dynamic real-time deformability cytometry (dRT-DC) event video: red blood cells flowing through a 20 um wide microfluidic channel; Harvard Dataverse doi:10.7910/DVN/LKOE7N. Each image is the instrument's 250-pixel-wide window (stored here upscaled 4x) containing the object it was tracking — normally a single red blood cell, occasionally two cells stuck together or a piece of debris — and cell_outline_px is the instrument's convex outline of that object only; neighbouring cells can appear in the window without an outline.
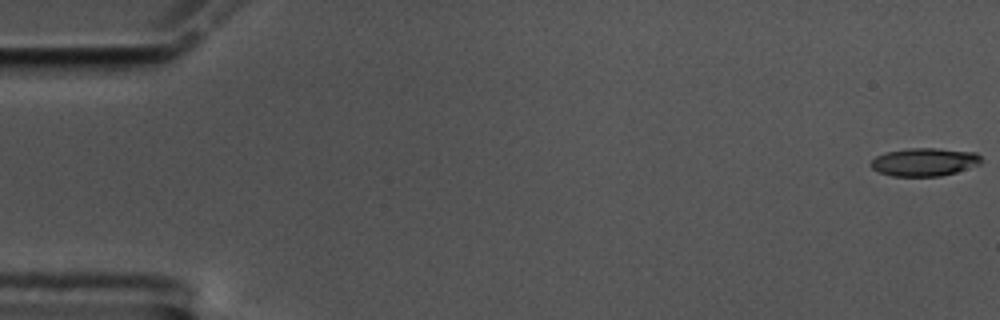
{"species": "common noctule bat (a hibernating species)", "species_latin": "Nyctalus noctula", "temperature_condition": "cold", "stored_images_in_passage": 18, "camera_frame_rate_fps": 3000, "um_per_image_px": 0.085, "animal": {"sex": "male", "body_mass_g": 17.5, "forearm_length_mm": 52.3}, "frame": {"image": 1, "passage_image": 1, "time_ms": 0.0, "image_size_px": [1000, 320], "cell_outline_px": [[984, 160], [980, 164], [956, 172], [940, 176], [892, 176], [880, 172], [872, 168], [872, 160], [876, 156], [884, 152], [908, 148], [936, 148], [976, 152]], "centroid_in_image_um": [78.6, 13.76], "position_along_channel_um": 6.4, "area_um2": 18.09}}
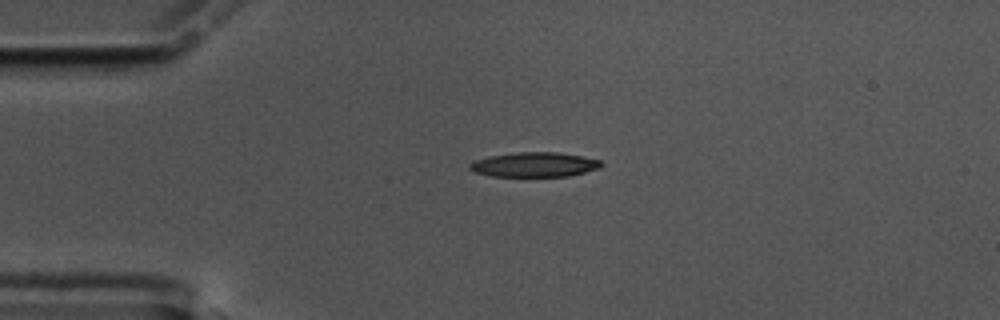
{"frame": {"image": 2, "passage_image": 14, "time_ms": 4.333, "image_size_px": [1000, 320], "cell_outline_px": [[604, 164], [600, 168], [568, 176], [492, 176], [476, 172], [468, 168], [468, 164], [472, 160], [488, 156], [516, 152], [556, 152], [580, 156], [600, 160]], "centroid_in_image_um": [45.39, 13.98], "position_along_channel_um": 39.6, "area_um2": 18.9}}